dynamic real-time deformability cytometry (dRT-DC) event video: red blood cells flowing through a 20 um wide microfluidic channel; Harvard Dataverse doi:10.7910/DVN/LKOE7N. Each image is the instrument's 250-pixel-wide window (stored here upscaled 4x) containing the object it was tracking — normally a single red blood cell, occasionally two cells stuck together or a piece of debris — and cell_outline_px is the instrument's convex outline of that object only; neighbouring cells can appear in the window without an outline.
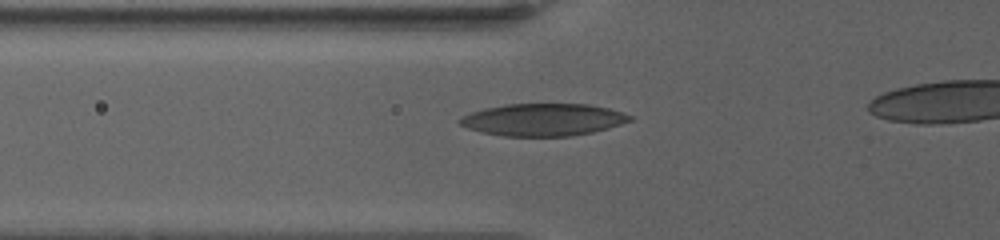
{"species": "human", "species_latin": "Homo sapiens", "temperature_condition": "warm", "stored_images_in_passage": 7, "camera_frame_rate_fps": 3000, "um_per_image_px": 0.085, "donor": {"sex": "female"}, "frame": {"image": 1, "passage_image": 3, "time_ms": 2.0, "image_size_px": [1000, 240], "cell_outline_px": [[632, 120], [608, 128], [592, 132], [568, 136], [504, 136], [480, 132], [468, 128], [460, 124], [456, 120], [472, 112], [484, 108], [504, 104], [588, 104], [608, 108], [632, 116]], "centroid_in_image_um": [46.14, 10.17], "position_along_channel_um": 79.7, "area_um2": 31.85}}
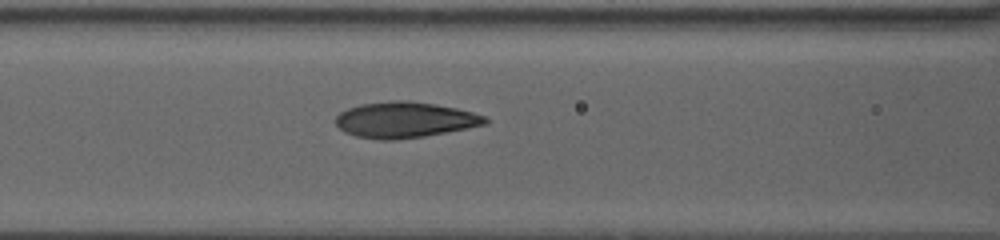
{"frame": {"image": 2, "passage_image": 5, "time_ms": 3.667, "image_size_px": [1000, 240], "cell_outline_px": [[488, 124], [468, 128], [424, 136], [392, 140], [380, 140], [356, 136], [344, 132], [336, 124], [336, 116], [340, 112], [348, 108], [360, 104], [392, 100], [408, 100], [436, 104], [456, 108], [472, 112], [484, 116], [488, 120]], "centroid_in_image_um": [34.4, 10.18], "position_along_channel_um": 132.2, "area_um2": 31.21}}
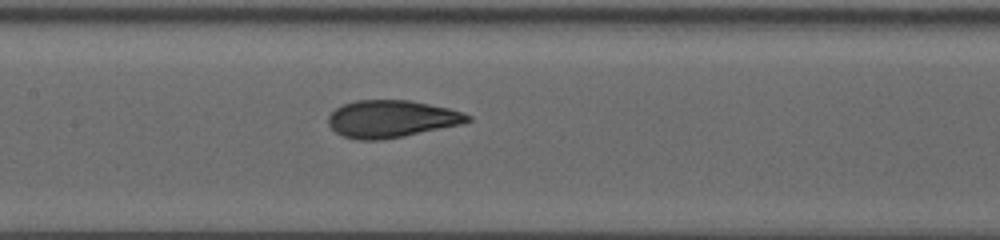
{"frame": {"image": 3, "passage_image": 7, "time_ms": 5.0, "image_size_px": [1000, 240], "cell_outline_px": [[472, 120], [460, 124], [404, 136], [384, 140], [360, 140], [344, 136], [336, 132], [328, 124], [328, 116], [336, 108], [344, 104], [356, 100], [408, 100], [448, 108], [472, 116]], "centroid_in_image_um": [33.25, 10.11], "position_along_channel_um": 174.2, "area_um2": 30.0}}